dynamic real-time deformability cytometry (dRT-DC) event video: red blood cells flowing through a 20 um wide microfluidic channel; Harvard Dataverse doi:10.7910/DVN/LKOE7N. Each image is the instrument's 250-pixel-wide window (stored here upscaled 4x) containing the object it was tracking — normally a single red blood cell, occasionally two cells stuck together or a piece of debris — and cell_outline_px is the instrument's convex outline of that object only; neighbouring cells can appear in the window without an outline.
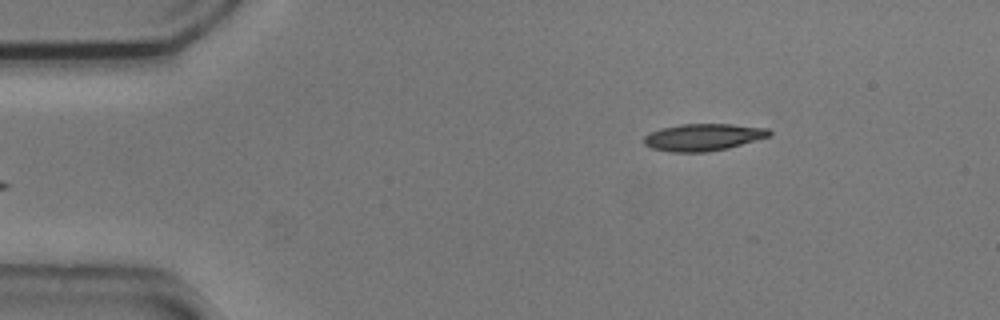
{"species": "common noctule bat (a hibernating species)", "species_latin": "Nyctalus noctula", "temperature_condition": "cold", "stored_images_in_passage": 5, "camera_frame_rate_fps": 3000, "um_per_image_px": 0.085, "animal": {"sex": "male", "body_mass_g": 20.5, "forearm_length_mm": 52.5}, "frame": {"image": 1, "passage_image": 5, "time_ms": 1.333, "image_size_px": [1000, 320], "cell_outline_px": [[772, 136], [728, 148], [708, 152], [672, 152], [652, 148], [644, 144], [644, 136], [660, 128], [680, 124], [732, 124], [768, 128], [772, 132]], "centroid_in_image_um": [59.81, 11.66], "position_along_channel_um": 25.2, "area_um2": 19.88}}